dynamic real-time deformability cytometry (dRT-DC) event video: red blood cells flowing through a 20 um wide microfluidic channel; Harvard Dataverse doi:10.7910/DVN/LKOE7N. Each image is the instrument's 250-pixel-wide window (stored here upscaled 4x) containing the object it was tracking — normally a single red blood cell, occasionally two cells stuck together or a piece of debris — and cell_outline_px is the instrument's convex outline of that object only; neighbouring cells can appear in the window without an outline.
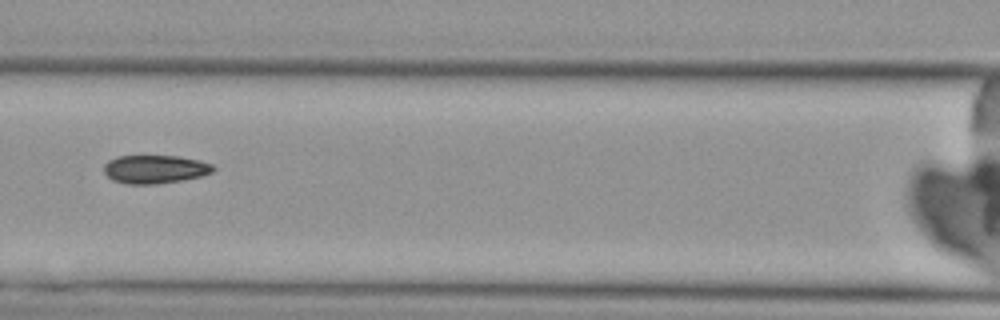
{"species": "Egyptian fruit bat (a non-hibernating species)", "species_latin": "Rousettus aegyptiacus", "temperature_condition": "cold", "stored_images_in_passage": 3, "camera_frame_rate_fps": 3000, "um_per_image_px": 0.085, "animal": {"sex": "female"}, "frame": {"image": 1, "passage_image": 3, "time_ms": 2.333, "image_size_px": [1000, 320], "cell_outline_px": [[216, 168], [212, 172], [200, 176], [180, 180], [156, 184], [124, 184], [112, 180], [104, 172], [104, 164], [108, 160], [116, 156], [176, 156], [200, 160], [212, 164]], "centroid_in_image_um": [13.14, 14.38], "position_along_channel_um": 153.5, "area_um2": 18.09}}